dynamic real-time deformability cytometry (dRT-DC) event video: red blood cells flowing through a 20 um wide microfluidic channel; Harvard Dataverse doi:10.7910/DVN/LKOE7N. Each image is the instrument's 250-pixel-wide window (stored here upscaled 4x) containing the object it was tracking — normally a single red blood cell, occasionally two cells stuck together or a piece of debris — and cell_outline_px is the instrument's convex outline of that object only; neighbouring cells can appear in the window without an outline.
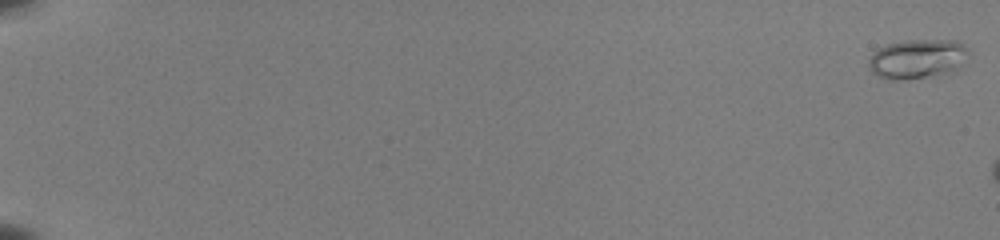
{"species": "common noctule bat (a hibernating species)", "species_latin": "Nyctalus noctula", "temperature_condition": "room temperature", "stored_images_in_passage": 7, "camera_frame_rate_fps": 3000, "um_per_image_px": 0.085, "animal": {"sex": "female", "body_mass_g": 22.0, "forearm_length_mm": 56.7}, "frame": {"image": 1, "passage_image": 1, "time_ms": 0.0, "image_size_px": [1000, 240], "cell_outline_px": [[968, 52], [960, 64], [952, 72], [904, 80], [888, 80], [876, 76], [868, 68], [868, 60], [880, 48], [888, 44], [904, 40], [956, 40], [964, 44], [968, 48]], "centroid_in_image_um": [77.94, 5.01], "position_along_channel_um": 7.1, "area_um2": 22.83}}